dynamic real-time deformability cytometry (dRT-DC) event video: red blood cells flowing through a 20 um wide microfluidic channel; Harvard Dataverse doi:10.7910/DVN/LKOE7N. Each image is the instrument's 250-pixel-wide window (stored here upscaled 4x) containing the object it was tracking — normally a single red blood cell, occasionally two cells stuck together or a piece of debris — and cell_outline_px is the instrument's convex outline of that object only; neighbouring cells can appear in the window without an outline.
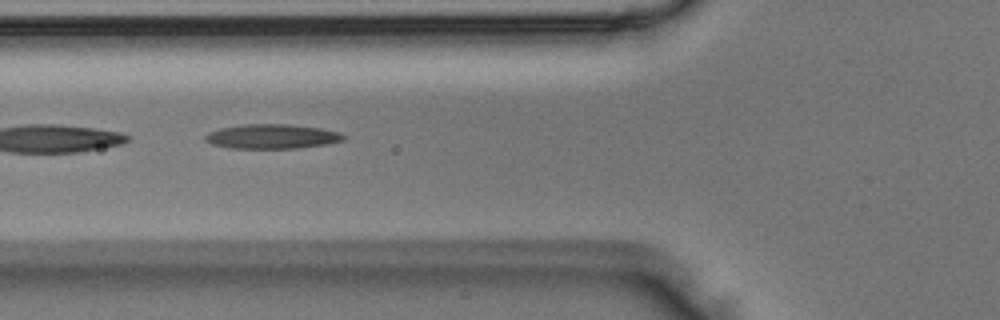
{"species": "Egyptian fruit bat (a non-hibernating species)", "species_latin": "Rousettus aegyptiacus", "temperature_condition": "room temperature", "stored_images_in_passage": 4, "segment_of_instrument_passage": [2, 2], "camera_frame_rate_fps": 3000, "um_per_image_px": 0.085, "animal": {"sex": "male"}, "frame": {"image": 1, "passage_image": 4, "time_ms": 1.0, "image_size_px": [1000, 320], "cell_outline_px": [[344, 140], [328, 144], [296, 148], [232, 148], [212, 144], [204, 140], [204, 136], [208, 132], [220, 128], [244, 124], [288, 124], [320, 128], [340, 132], [344, 136]], "centroid_in_image_um": [23.1, 11.59], "position_along_channel_um": 102.7, "area_um2": 19.71}}